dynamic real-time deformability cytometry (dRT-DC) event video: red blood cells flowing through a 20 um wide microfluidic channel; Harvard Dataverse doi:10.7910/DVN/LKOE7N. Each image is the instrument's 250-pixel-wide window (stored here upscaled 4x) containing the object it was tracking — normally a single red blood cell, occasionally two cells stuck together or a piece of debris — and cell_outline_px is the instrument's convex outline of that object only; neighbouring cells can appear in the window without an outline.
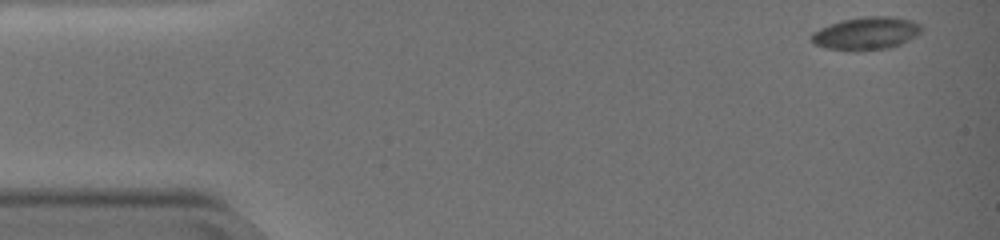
{"species": "common noctule bat (a hibernating species)", "species_latin": "Nyctalus noctula", "temperature_condition": "warm", "stored_images_in_passage": 9, "camera_frame_rate_fps": 3000, "um_per_image_px": 0.085, "animal": {"sex": "female", "body_mass_g": 19.0, "forearm_length_mm": 51.5}, "frame": {"image": 1, "passage_image": 1, "time_ms": 0.0, "image_size_px": [1000, 240], "cell_outline_px": [[924, 28], [916, 36], [900, 44], [888, 48], [848, 52], [828, 48], [812, 44], [812, 32], [820, 28], [840, 20], [864, 16], [892, 16], [912, 20], [920, 24]], "centroid_in_image_um": [73.62, 2.83], "position_along_channel_um": 11.4, "area_um2": 21.27}}
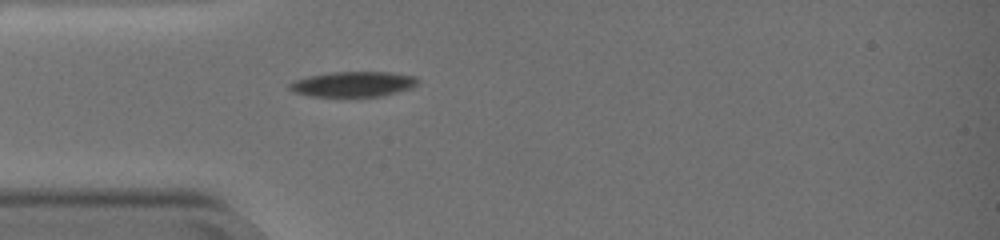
{"frame": {"image": 2, "passage_image": 6, "time_ms": 1.667, "image_size_px": [1000, 240], "cell_outline_px": [[420, 80], [412, 88], [380, 96], [308, 96], [296, 92], [288, 88], [288, 84], [296, 80], [308, 76], [332, 72], [392, 72], [416, 76]], "centroid_in_image_um": [30.05, 7.14], "position_along_channel_um": 55.0, "area_um2": 18.79}}
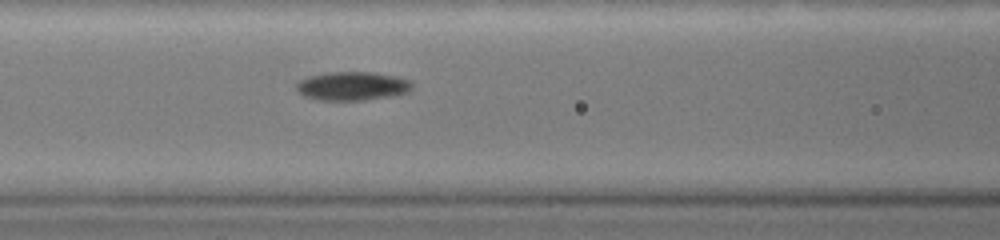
{"frame": {"image": 3, "passage_image": 9, "time_ms": 2.667, "image_size_px": [1000, 240], "cell_outline_px": [[412, 88], [408, 92], [388, 96], [364, 100], [320, 100], [304, 96], [296, 88], [296, 84], [300, 80], [308, 76], [328, 72], [372, 72], [396, 76], [412, 80]], "centroid_in_image_um": [29.95, 7.3], "position_along_channel_um": 136.6, "area_um2": 19.31}}